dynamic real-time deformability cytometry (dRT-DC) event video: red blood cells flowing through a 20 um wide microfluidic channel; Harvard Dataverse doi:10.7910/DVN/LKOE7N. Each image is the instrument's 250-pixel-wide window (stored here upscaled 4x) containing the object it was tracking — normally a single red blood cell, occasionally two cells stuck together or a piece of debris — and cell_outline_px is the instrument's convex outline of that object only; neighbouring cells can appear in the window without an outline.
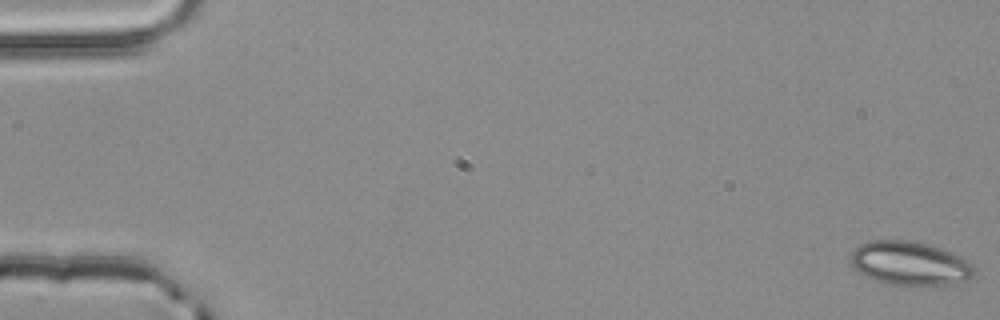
{"species": "common noctule bat (a hibernating species)", "species_latin": "Nyctalus noctula", "temperature_condition": "room temperature", "stored_images_in_passage": 4, "camera_frame_rate_fps": 3000, "um_per_image_px": 0.085, "animal": {"sex": "male", "body_mass_g": 20.4}, "frame": {"image": 1, "passage_image": 1, "time_ms": 0.0, "image_size_px": [1000, 320], "cell_outline_px": [[976, 268], [972, 276], [968, 280], [952, 284], [908, 288], [888, 284], [872, 280], [864, 276], [852, 268], [852, 252], [860, 244], [868, 240], [908, 240], [928, 244], [952, 252], [968, 260]], "centroid_in_image_um": [77.35, 22.43], "position_along_channel_um": 7.7, "area_um2": 32.48}}